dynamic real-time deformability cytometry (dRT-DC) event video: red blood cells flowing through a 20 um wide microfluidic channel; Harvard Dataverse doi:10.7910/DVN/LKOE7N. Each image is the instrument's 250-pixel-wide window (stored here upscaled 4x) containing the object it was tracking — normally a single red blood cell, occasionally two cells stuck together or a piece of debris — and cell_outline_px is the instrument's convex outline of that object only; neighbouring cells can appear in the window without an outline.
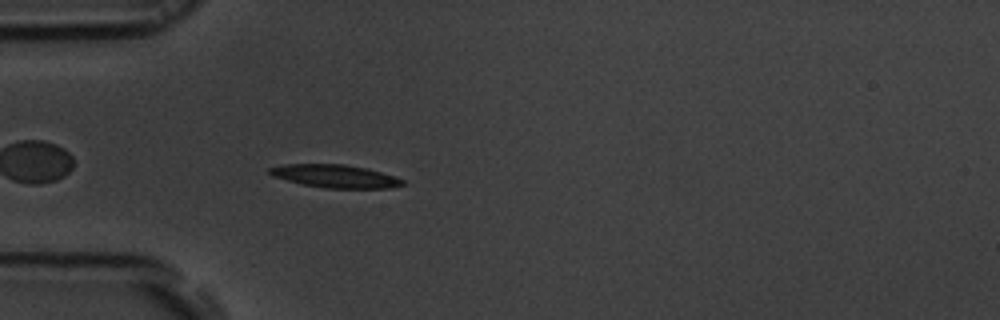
{"species": "common noctule bat (a hibernating species)", "species_latin": "Nyctalus noctula", "temperature_condition": "room temperature", "stored_images_in_passage": 41, "camera_frame_rate_fps": 3000, "um_per_image_px": 0.085, "animal": {"sex": "male", "body_mass_g": 19.5, "forearm_length_mm": 54.6}, "frame": {"image": 1, "passage_image": 4, "time_ms": 1.0, "image_size_px": [1000, 320], "cell_outline_px": [[408, 184], [388, 188], [328, 188], [304, 184], [272, 176], [268, 172], [268, 168], [284, 164], [344, 164], [368, 168], [396, 176], [404, 180]], "centroid_in_image_um": [28.55, 14.97], "position_along_channel_um": 56.4, "area_um2": 17.86}}
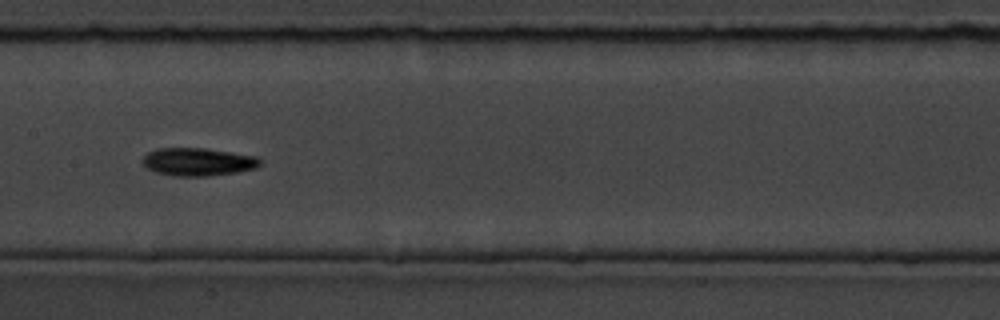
{"frame": {"image": 2, "passage_image": 15, "time_ms": 4.667, "image_size_px": [1000, 320], "cell_outline_px": [[264, 160], [256, 168], [236, 172], [208, 176], [172, 176], [156, 172], [148, 168], [140, 160], [148, 152], [156, 148], [204, 148], [256, 156]], "centroid_in_image_um": [16.82, 13.75], "position_along_channel_um": 190.6, "area_um2": 19.19}}
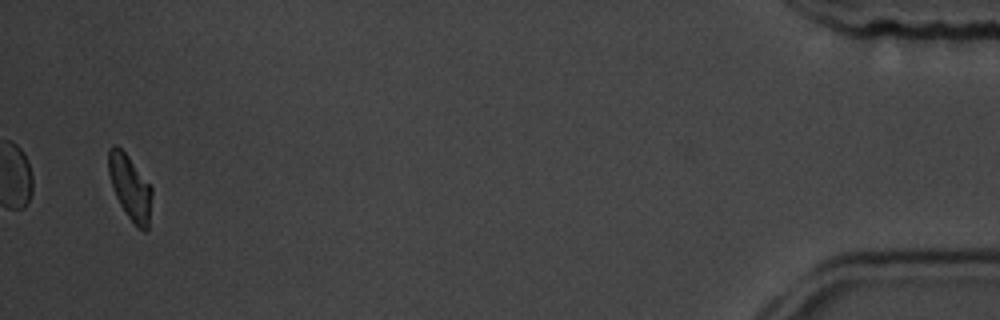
{"frame": {"image": 3, "passage_image": 40, "time_ms": 13.0, "image_size_px": [1000, 320], "cell_outline_px": [[152, 196], [148, 232], [144, 232], [136, 228], [120, 204], [112, 188], [108, 172], [108, 148], [112, 144], [116, 144], [128, 156], [152, 188]], "centroid_in_image_um": [11.05, 15.96], "position_along_channel_um": 424.1, "area_um2": 16.47}, "authors_computed_cell_mechanics": {"area_um2": 17.4556, "velocity_mm_per_s": 3.8253, "shape_relaxation_time_tau1_ms": 2.2568, "shape_relaxation_time_tau2_ms": null, "deformation_change_tau1": 0.1501, "deformation_change_tau2": null}}